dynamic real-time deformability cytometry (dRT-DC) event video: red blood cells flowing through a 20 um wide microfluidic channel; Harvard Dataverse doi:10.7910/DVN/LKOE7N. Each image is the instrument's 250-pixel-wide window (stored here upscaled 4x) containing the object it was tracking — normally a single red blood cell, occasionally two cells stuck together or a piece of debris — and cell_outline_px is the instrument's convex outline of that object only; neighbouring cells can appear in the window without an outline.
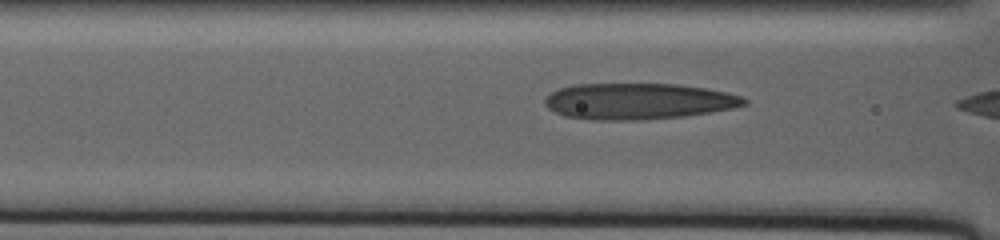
{"species": "human", "species_latin": "Homo sapiens", "temperature_condition": "warm", "stored_images_in_passage": 50, "camera_frame_rate_fps": 3000, "um_per_image_px": 0.085, "donor": {"sex": "male"}, "frame": {"image": 1, "passage_image": 13, "time_ms": 2.333, "image_size_px": [1000, 240], "cell_outline_px": [[748, 104], [732, 108], [684, 116], [644, 120], [588, 120], [564, 116], [548, 108], [544, 104], [544, 96], [560, 88], [576, 84], [676, 84], [704, 88], [724, 92], [740, 96], [748, 100]], "centroid_in_image_um": [54.2, 8.61], "position_along_channel_um": 112.4, "area_um2": 42.02}}
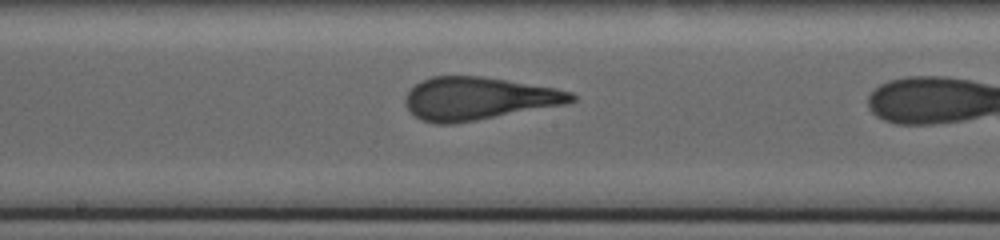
{"frame": {"image": 2, "passage_image": 37, "time_ms": 7.0, "image_size_px": [1000, 240], "cell_outline_px": [[576, 100], [564, 104], [476, 120], [452, 124], [436, 124], [424, 120], [416, 116], [404, 104], [404, 96], [420, 80], [432, 76], [480, 76], [556, 88], [572, 92], [576, 96]], "centroid_in_image_um": [40.63, 8.36], "position_along_channel_um": 207.6, "area_um2": 41.04}}
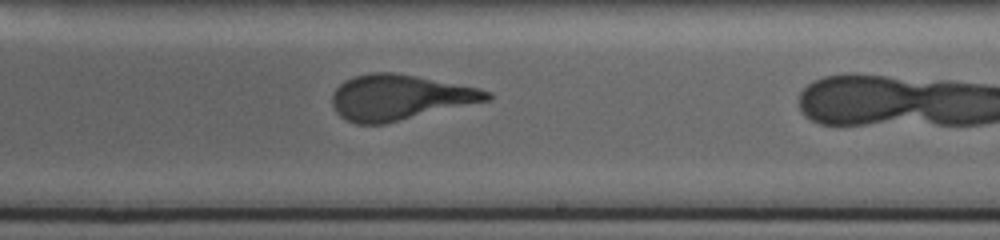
{"frame": {"image": 3, "passage_image": 49, "time_ms": 9.333, "image_size_px": [1000, 240], "cell_outline_px": [[492, 100], [384, 124], [356, 124], [340, 116], [336, 112], [332, 104], [332, 92], [344, 80], [352, 76], [372, 72], [392, 72], [416, 76], [480, 88], [492, 92]], "centroid_in_image_um": [33.98, 8.27], "position_along_channel_um": 255.0, "area_um2": 41.15}}